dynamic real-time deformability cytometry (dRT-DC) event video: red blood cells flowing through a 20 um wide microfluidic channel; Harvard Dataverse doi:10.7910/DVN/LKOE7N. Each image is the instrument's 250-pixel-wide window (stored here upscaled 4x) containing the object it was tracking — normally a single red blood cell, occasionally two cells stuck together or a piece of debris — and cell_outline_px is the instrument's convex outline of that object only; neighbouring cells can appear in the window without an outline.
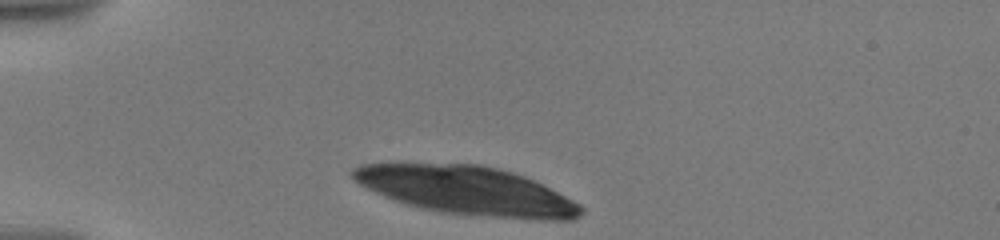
{"species": "human", "species_latin": "Homo sapiens", "temperature_condition": "warm", "stored_images_in_passage": 19, "camera_frame_rate_fps": 3000, "um_per_image_px": 0.085, "donor": {"sex": "male"}, "frame": {"image": 1, "passage_image": 1, "time_ms": 0.0, "image_size_px": [1000, 240], "cell_outline_px": [[584, 212], [580, 216], [572, 220], [540, 220], [440, 212], [408, 204], [384, 196], [360, 184], [348, 172], [352, 168], [360, 164], [480, 164], [512, 172], [524, 176], [580, 204], [584, 208]], "centroid_in_image_um": [39.71, 16.2], "position_along_channel_um": 45.3, "area_um2": 63.41}}